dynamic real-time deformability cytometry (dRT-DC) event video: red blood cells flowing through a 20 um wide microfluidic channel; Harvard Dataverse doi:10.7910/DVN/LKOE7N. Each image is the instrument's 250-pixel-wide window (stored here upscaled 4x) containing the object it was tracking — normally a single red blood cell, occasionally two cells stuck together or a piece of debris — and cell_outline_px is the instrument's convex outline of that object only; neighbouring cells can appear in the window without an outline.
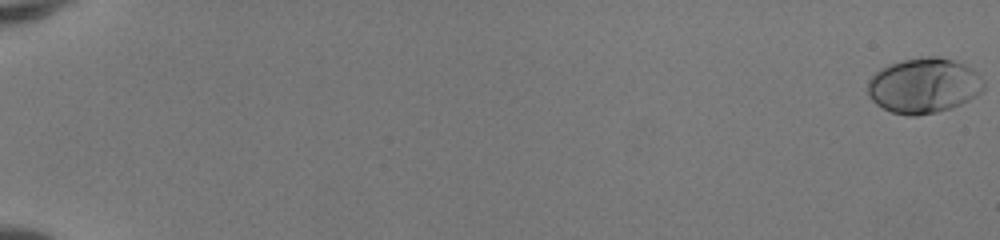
{"species": "human", "species_latin": "Homo sapiens", "temperature_condition": "room temperature", "stored_images_in_passage": 53, "camera_frame_rate_fps": 3000, "um_per_image_px": 0.085, "donor": {"sex": "female"}, "frame": {"image": 1, "passage_image": 1, "time_ms": 0.0, "image_size_px": [1000, 240], "cell_outline_px": [[984, 88], [976, 96], [952, 108], [936, 112], [916, 116], [908, 116], [892, 112], [876, 104], [868, 96], [868, 80], [880, 68], [904, 60], [920, 56], [940, 56], [964, 64], [972, 68], [984, 80]], "centroid_in_image_um": [78.53, 7.27], "position_along_channel_um": 6.5, "area_um2": 37.4}}
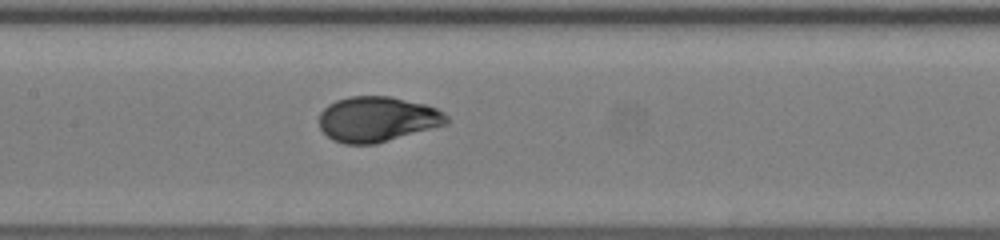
{"frame": {"image": 2, "passage_image": 29, "time_ms": 9.333, "image_size_px": [1000, 240], "cell_outline_px": [[448, 124], [376, 144], [344, 144], [332, 140], [320, 128], [320, 112], [328, 104], [336, 100], [352, 96], [388, 96], [424, 104], [436, 108], [444, 112], [448, 116]], "centroid_in_image_um": [32.07, 10.14], "position_along_channel_um": 175.3, "area_um2": 33.64}}
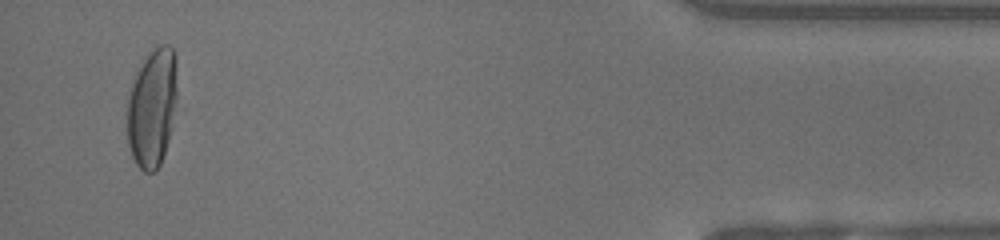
{"frame": {"image": 3, "passage_image": 51, "time_ms": 16.667, "image_size_px": [1000, 240], "cell_outline_px": [[176, 96], [168, 140], [160, 164], [152, 172], [144, 172], [136, 164], [132, 156], [128, 144], [128, 96], [136, 72], [152, 48], [160, 44], [168, 44], [172, 48], [176, 56]], "centroid_in_image_um": [12.93, 9.11], "position_along_channel_um": 422.3, "area_um2": 34.1}, "authors_computed_cell_mechanics": {"area_um2": 33.9864, "velocity_mm_per_s": 4.1664, "shape_relaxation_time_tau1_ms": 3.1402, "shape_relaxation_time_tau2_ms": null, "deformation_change_tau1": 0.1729, "deformation_change_tau2": null}}